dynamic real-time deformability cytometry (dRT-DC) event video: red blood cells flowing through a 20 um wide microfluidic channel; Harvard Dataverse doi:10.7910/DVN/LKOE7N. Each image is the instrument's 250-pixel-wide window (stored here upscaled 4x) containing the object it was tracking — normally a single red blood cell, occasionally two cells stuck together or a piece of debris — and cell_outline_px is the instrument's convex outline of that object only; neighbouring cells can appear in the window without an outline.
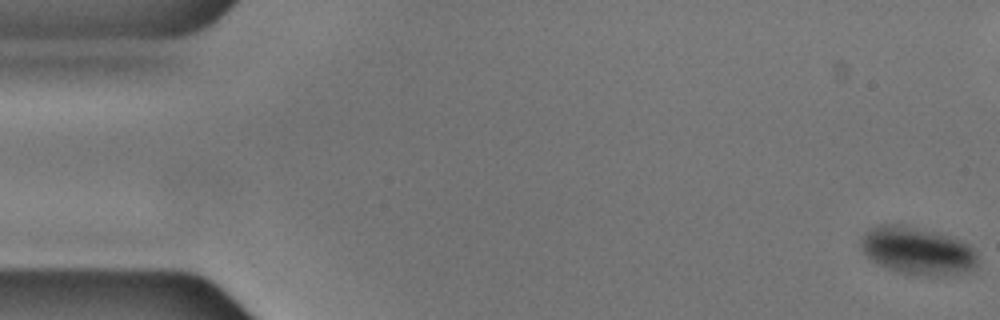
{"species": "common noctule bat (a hibernating species)", "species_latin": "Nyctalus noctula", "temperature_condition": "cold", "stored_images_in_passage": 16, "camera_frame_rate_fps": 3000, "um_per_image_px": 0.085, "animal": {"sex": "male", "body_mass_g": 17.9, "forearm_length_mm": 54.2}, "frame": {"image": 1, "passage_image": 1, "time_ms": 0.0, "image_size_px": [1000, 320], "cell_outline_px": [[976, 268], [964, 272], [900, 272], [888, 268], [872, 260], [864, 252], [860, 244], [860, 240], [864, 232], [880, 224], [900, 224], [948, 236], [960, 240], [968, 244], [976, 252]], "centroid_in_image_um": [77.93, 21.25], "position_along_channel_um": 7.1, "area_um2": 30.81}}